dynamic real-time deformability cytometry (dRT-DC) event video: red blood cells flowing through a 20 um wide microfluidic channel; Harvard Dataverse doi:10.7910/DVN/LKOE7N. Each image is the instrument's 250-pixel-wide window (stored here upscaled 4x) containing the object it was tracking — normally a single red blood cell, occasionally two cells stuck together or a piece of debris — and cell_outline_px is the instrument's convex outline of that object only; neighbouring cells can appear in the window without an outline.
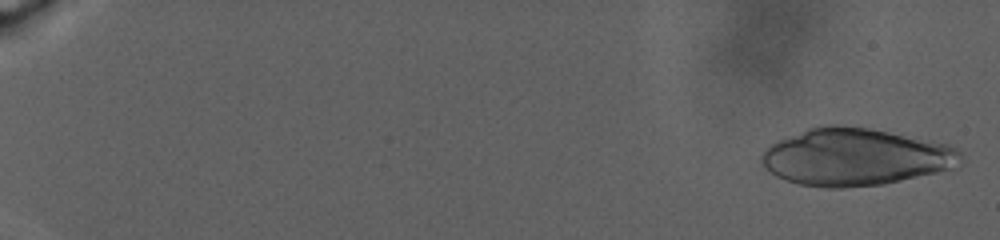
{"species": "human", "species_latin": "Homo sapiens", "temperature_condition": "warm", "stored_images_in_passage": 39, "camera_frame_rate_fps": 3000, "um_per_image_px": 0.085, "donor": {"sex": "male"}, "frame": {"image": 1, "passage_image": 2, "time_ms": 0.667, "image_size_px": [1000, 240], "cell_outline_px": [[960, 156], [956, 168], [884, 184], [844, 188], [824, 188], [800, 184], [784, 180], [768, 172], [760, 164], [760, 156], [772, 144], [780, 140], [808, 128], [820, 124], [840, 124], [868, 128], [928, 140], [944, 144], [960, 152]], "centroid_in_image_um": [72.63, 13.36], "position_along_channel_um": 12.4, "area_um2": 66.24}}
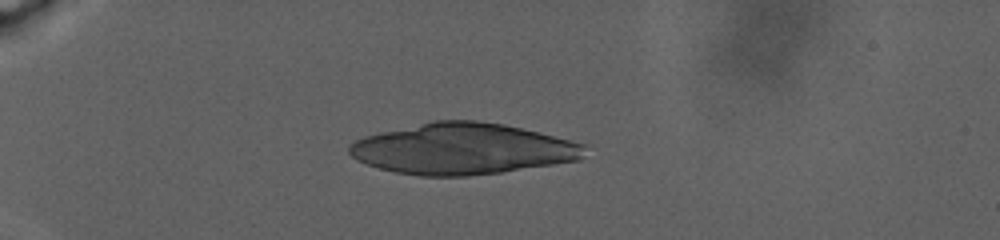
{"frame": {"image": 2, "passage_image": 19, "time_ms": 9.333, "image_size_px": [1000, 240], "cell_outline_px": [[588, 144], [584, 156], [576, 160], [552, 164], [500, 172], [468, 176], [420, 176], [396, 172], [380, 168], [356, 160], [348, 152], [348, 148], [356, 140], [364, 136], [380, 132], [436, 120], [476, 120], [504, 124]], "centroid_in_image_um": [39.32, 12.65], "position_along_channel_um": 45.7, "area_um2": 69.76}}